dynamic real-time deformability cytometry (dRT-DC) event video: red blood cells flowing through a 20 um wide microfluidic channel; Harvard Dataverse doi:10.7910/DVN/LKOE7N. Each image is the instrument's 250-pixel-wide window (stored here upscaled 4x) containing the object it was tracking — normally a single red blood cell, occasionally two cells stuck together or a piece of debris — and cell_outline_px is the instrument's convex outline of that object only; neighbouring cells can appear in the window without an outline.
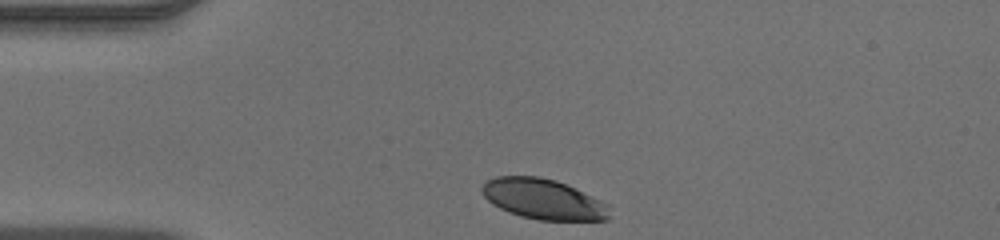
{"species": "human", "species_latin": "Homo sapiens", "temperature_condition": "warm", "stored_images_in_passage": 5, "camera_frame_rate_fps": 3000, "um_per_image_px": 0.085, "donor": {"sex": "male"}, "frame": {"image": 1, "passage_image": 1, "time_ms": 0.0, "image_size_px": [1000, 240], "cell_outline_px": [[608, 220], [540, 220], [520, 216], [508, 212], [492, 204], [484, 196], [480, 188], [488, 180], [496, 176], [540, 176], [556, 180], [600, 200], [608, 204]], "centroid_in_image_um": [46.14, 16.92], "position_along_channel_um": 38.9, "area_um2": 29.77}}